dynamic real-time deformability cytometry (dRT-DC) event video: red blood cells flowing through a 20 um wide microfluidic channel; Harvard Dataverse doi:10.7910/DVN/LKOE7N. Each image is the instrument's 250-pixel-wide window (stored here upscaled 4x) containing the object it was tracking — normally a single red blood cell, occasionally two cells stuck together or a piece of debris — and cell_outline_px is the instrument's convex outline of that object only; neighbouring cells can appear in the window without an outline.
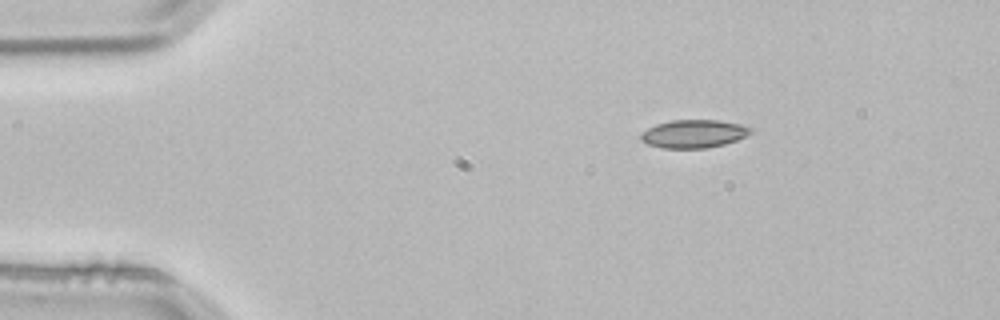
{"species": "common noctule bat (a hibernating species)", "species_latin": "Nyctalus noctula", "temperature_condition": "room temperature", "stored_images_in_passage": 3, "segment_of_instrument_passage": [1, 2], "camera_frame_rate_fps": 3000, "um_per_image_px": 0.085, "animal": {"sex": "male", "body_mass_g": 21.5, "forearm_length_mm": 52.0}, "frame": {"image": 1, "passage_image": 1, "time_ms": 0.0, "image_size_px": [1000, 320], "cell_outline_px": [[752, 132], [736, 140], [724, 144], [708, 148], [660, 148], [648, 144], [640, 140], [640, 132], [656, 124], [672, 120], [720, 120], [740, 124], [752, 128]], "centroid_in_image_um": [58.93, 11.37], "position_along_channel_um": 26.1, "area_um2": 18.03}}